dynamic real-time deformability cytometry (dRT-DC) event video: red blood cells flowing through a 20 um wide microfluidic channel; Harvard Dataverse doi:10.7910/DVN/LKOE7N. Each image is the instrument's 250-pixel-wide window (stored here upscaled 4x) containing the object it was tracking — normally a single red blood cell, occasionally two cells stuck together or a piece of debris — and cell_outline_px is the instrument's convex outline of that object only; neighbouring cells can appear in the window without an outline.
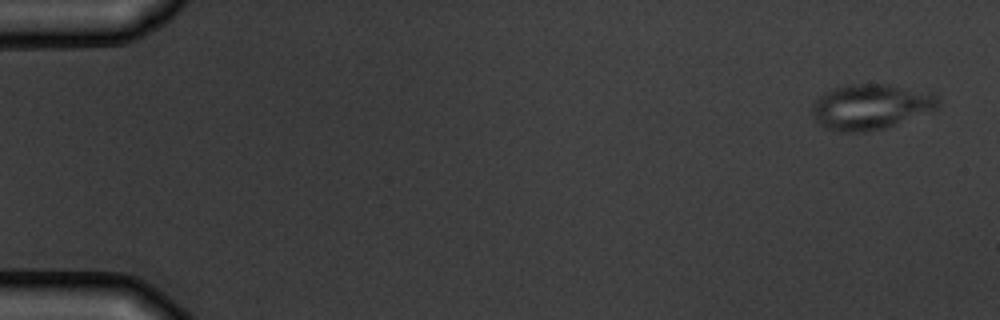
{"species": "common noctule bat (a hibernating species)", "species_latin": "Nyctalus noctula", "temperature_condition": "warm", "stored_images_in_passage": 4, "camera_frame_rate_fps": 3000, "um_per_image_px": 0.085, "animal": {"sex": "male", "body_mass_g": 19.5, "forearm_length_mm": 54.6}, "frame": {"image": 1, "passage_image": 1, "time_ms": 0.0, "image_size_px": [1000, 320], "cell_outline_px": [[940, 104], [932, 112], [884, 128], [864, 132], [840, 132], [824, 128], [816, 124], [812, 116], [812, 104], [820, 96], [832, 88], [848, 84], [888, 84], [936, 92], [940, 96]], "centroid_in_image_um": [74.05, 9.07], "position_along_channel_um": 11.0, "area_um2": 34.1}}